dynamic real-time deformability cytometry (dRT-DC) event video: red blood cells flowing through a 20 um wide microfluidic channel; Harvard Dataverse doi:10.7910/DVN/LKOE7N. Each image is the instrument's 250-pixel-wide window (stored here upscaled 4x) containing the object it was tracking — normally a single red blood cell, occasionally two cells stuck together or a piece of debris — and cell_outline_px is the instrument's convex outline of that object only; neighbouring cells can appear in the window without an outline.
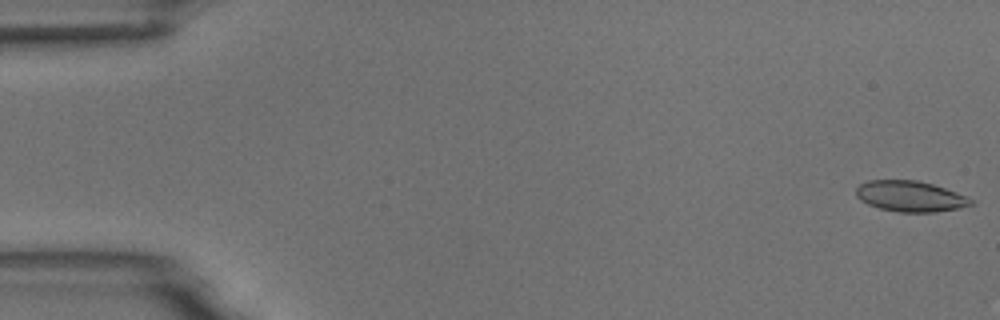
{"species": "common noctule bat (a hibernating species)", "species_latin": "Nyctalus noctula", "temperature_condition": "room temperature", "stored_images_in_passage": 5, "camera_frame_rate_fps": 3000, "um_per_image_px": 0.085, "animal": {"sex": "male", "body_mass_g": 18.8}, "frame": {"image": 1, "passage_image": 1, "time_ms": 0.0, "image_size_px": [1000, 320], "cell_outline_px": [[976, 204], [960, 208], [936, 212], [900, 212], [880, 208], [868, 204], [860, 200], [856, 196], [856, 188], [860, 184], [868, 180], [916, 180], [932, 184], [956, 192], [972, 200]], "centroid_in_image_um": [77.36, 16.69], "position_along_channel_um": 7.6, "area_um2": 20.52}}
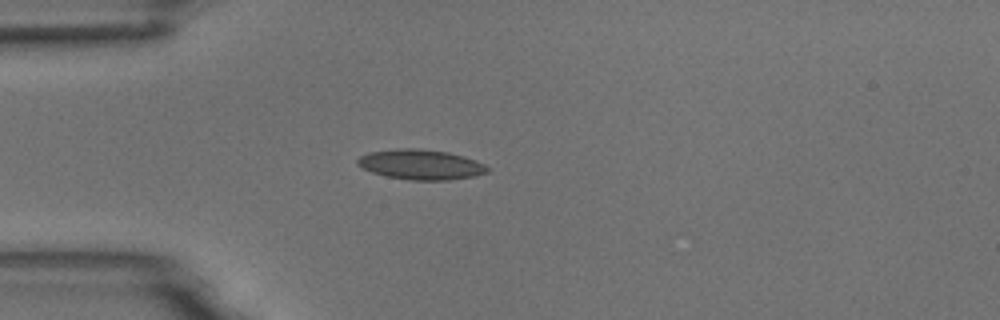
{"frame": {"image": 2, "passage_image": 5, "time_ms": 4.667, "image_size_px": [1000, 320], "cell_outline_px": [[488, 172], [476, 176], [448, 180], [408, 180], [388, 176], [372, 172], [356, 164], [356, 160], [360, 156], [368, 152], [396, 148], [416, 148], [448, 152], [464, 156], [476, 160], [484, 164], [488, 168]], "centroid_in_image_um": [35.77, 13.98], "position_along_channel_um": 49.2, "area_um2": 22.83}}